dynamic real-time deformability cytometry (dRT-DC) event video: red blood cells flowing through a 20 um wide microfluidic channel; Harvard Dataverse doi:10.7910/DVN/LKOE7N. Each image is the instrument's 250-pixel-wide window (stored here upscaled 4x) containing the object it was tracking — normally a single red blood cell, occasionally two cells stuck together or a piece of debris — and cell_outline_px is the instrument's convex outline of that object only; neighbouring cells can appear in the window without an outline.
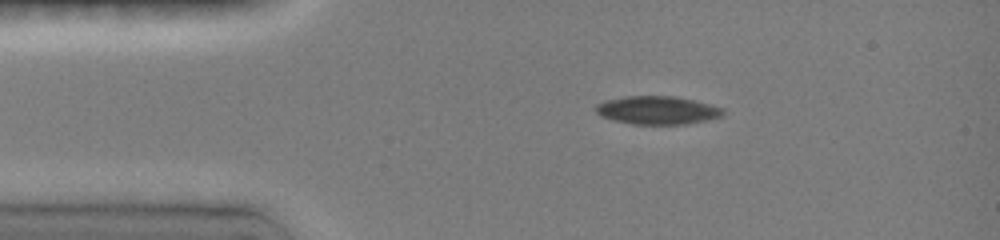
{"species": "common noctule bat (a hibernating species)", "species_latin": "Nyctalus noctula", "temperature_condition": "room temperature", "stored_images_in_passage": 4, "camera_frame_rate_fps": 3000, "um_per_image_px": 0.085, "animal": {"sex": "female", "body_mass_g": 19.0, "forearm_length_mm": 51.5}, "frame": {"image": 1, "passage_image": 1, "time_ms": 0.0, "image_size_px": [1000, 240], "cell_outline_px": [[724, 116], [708, 120], [688, 124], [632, 124], [612, 120], [600, 116], [592, 108], [596, 104], [604, 100], [624, 96], [676, 96], [724, 108]], "centroid_in_image_um": [55.84, 9.37], "position_along_channel_um": 29.2, "area_um2": 21.21}}